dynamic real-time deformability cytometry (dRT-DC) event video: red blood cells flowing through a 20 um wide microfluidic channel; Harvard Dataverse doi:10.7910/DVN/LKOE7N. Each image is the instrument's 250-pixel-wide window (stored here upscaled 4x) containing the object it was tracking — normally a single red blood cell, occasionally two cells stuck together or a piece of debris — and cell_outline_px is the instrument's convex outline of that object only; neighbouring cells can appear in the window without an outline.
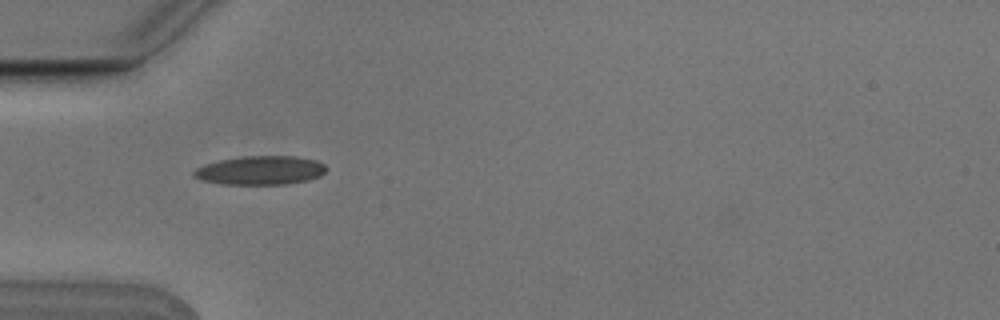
{"species": "Egyptian fruit bat (a non-hibernating species)", "species_latin": "Rousettus aegyptiacus", "temperature_condition": "cold", "stored_images_in_passage": 6, "camera_frame_rate_fps": 3000, "um_per_image_px": 0.085, "animal": {"sex": "male"}, "frame": {"image": 1, "passage_image": 1, "time_ms": 0.0, "image_size_px": [1000, 320], "cell_outline_px": [[328, 168], [320, 176], [308, 180], [284, 184], [220, 184], [200, 180], [192, 176], [192, 172], [196, 168], [204, 164], [220, 160], [244, 156], [296, 156], [316, 160], [324, 164]], "centroid_in_image_um": [22.11, 14.48], "position_along_channel_um": 62.9, "area_um2": 22.37}}
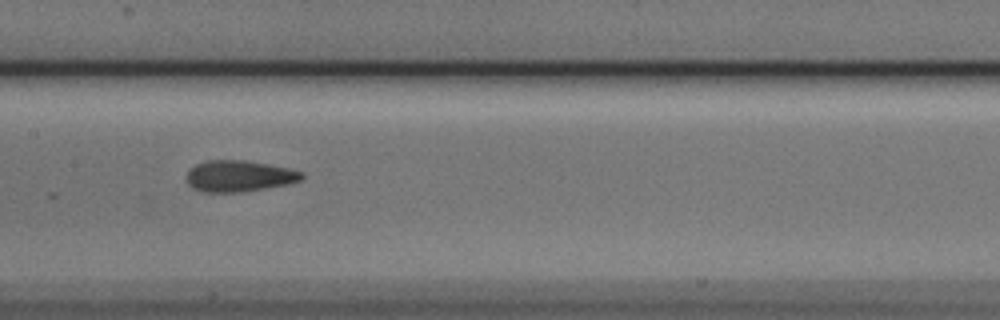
{"frame": {"image": 2, "passage_image": 4, "time_ms": 1.0, "image_size_px": [1000, 320], "cell_outline_px": [[304, 176], [300, 180], [288, 184], [240, 192], [200, 192], [192, 188], [188, 184], [184, 176], [188, 168], [196, 164], [208, 160], [244, 160], [268, 164], [288, 168], [304, 172]], "centroid_in_image_um": [20.25, 14.96], "position_along_channel_um": 187.1, "area_um2": 21.21}}
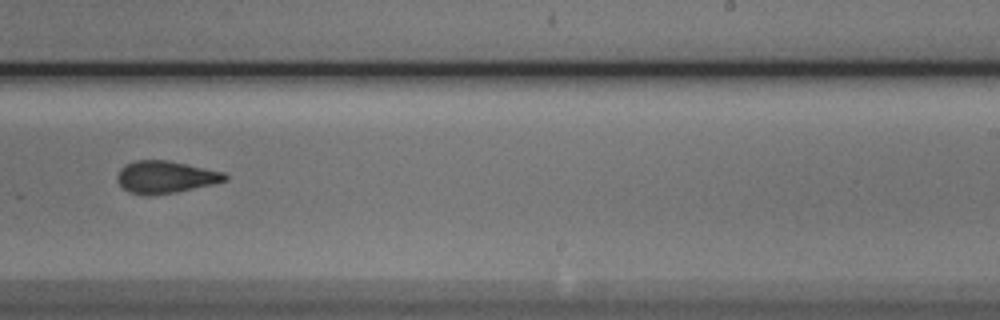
{"frame": {"image": 3, "passage_image": 6, "time_ms": 1.667, "image_size_px": [1000, 320], "cell_outline_px": [[228, 180], [212, 184], [176, 192], [152, 196], [144, 196], [128, 192], [116, 180], [116, 176], [120, 168], [136, 160], [164, 160], [224, 172], [228, 176]], "centroid_in_image_um": [14.03, 15.07], "position_along_channel_um": 275.0, "area_um2": 20.17}}